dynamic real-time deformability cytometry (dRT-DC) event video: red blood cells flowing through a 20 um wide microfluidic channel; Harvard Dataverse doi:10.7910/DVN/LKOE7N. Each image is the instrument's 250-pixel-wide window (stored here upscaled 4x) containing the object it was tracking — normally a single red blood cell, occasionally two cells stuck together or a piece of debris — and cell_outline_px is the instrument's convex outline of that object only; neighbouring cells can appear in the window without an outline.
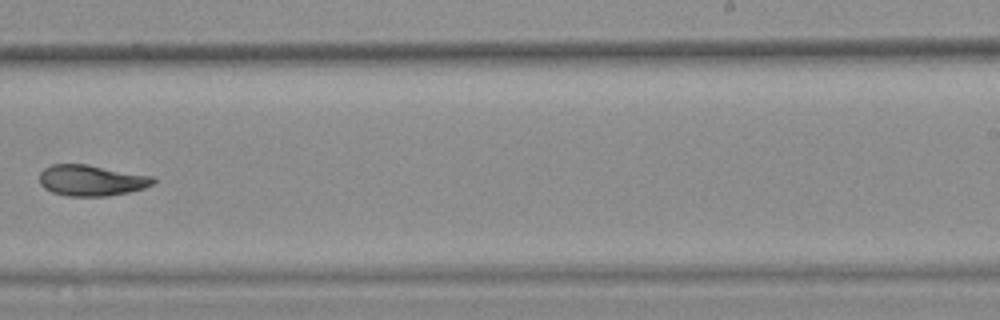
{"species": "common noctule bat (a hibernating species)", "species_latin": "Nyctalus noctula", "temperature_condition": "warm", "stored_images_in_passage": 10, "camera_frame_rate_fps": 3000, "um_per_image_px": 0.085, "animal": {"sex": "female", "body_mass_g": 25.1}, "frame": {"image": 1, "passage_image": 9, "time_ms": 2.667, "image_size_px": [1000, 320], "cell_outline_px": [[156, 180], [152, 184], [144, 188], [128, 192], [108, 196], [68, 196], [52, 192], [44, 188], [40, 184], [40, 172], [44, 168], [52, 164], [88, 164], [152, 176]], "centroid_in_image_um": [7.75, 15.33], "position_along_channel_um": 281.2, "area_um2": 20.52}}
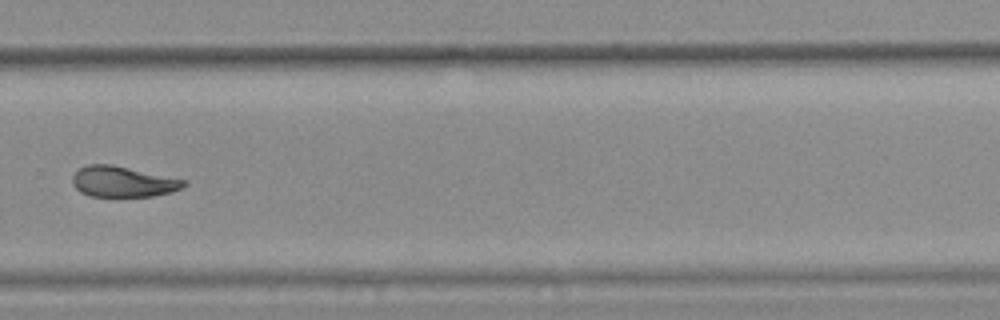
{"frame": {"image": 2, "passage_image": 10, "time_ms": 3.0, "image_size_px": [1000, 320], "cell_outline_px": [[188, 184], [172, 192], [152, 196], [88, 196], [80, 192], [72, 184], [72, 176], [80, 168], [88, 164], [112, 164], [188, 180]], "centroid_in_image_um": [10.46, 15.43], "position_along_channel_um": 319.3, "area_um2": 20.06}}